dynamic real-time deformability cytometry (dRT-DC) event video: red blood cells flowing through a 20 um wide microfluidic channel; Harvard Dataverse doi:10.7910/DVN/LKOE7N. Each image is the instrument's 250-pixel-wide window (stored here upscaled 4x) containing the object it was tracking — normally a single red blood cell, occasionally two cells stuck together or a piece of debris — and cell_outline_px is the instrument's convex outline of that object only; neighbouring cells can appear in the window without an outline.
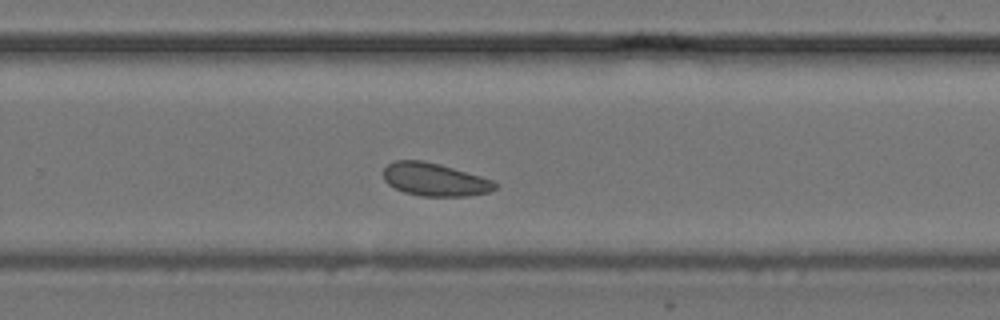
{"species": "common noctule bat (a hibernating species)", "species_latin": "Nyctalus noctula", "temperature_condition": "cold", "stored_images_in_passage": 32, "camera_frame_rate_fps": 3000, "um_per_image_px": 0.085, "animal": {"sex": "female", "body_mass_g": 24.6, "forearm_length_mm": 56.2}, "frame": {"image": 1, "passage_image": 19, "time_ms": 6.0, "image_size_px": [1000, 320], "cell_outline_px": [[496, 188], [488, 192], [468, 196], [420, 196], [404, 192], [388, 184], [384, 180], [384, 168], [388, 164], [396, 160], [424, 160], [440, 164], [480, 176], [492, 180], [496, 184]], "centroid_in_image_um": [36.93, 15.26], "position_along_channel_um": 292.9, "area_um2": 21.33}}
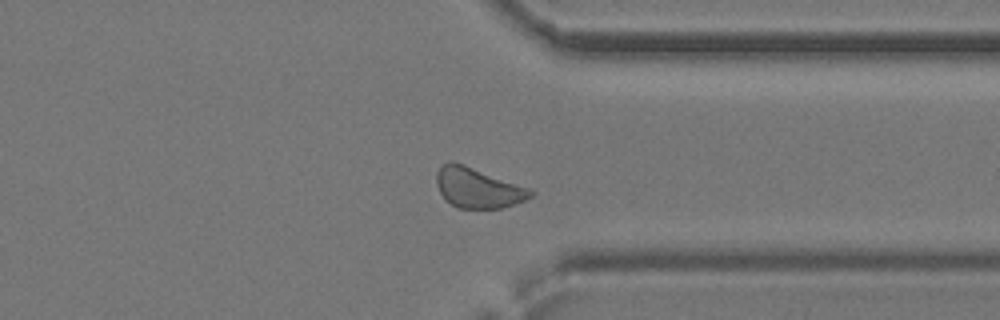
{"frame": {"image": 2, "passage_image": 23, "time_ms": 7.333, "image_size_px": [1000, 320], "cell_outline_px": [[532, 196], [524, 200], [500, 208], [456, 208], [440, 192], [436, 184], [436, 172], [448, 160], [452, 160], [464, 164], [532, 188]], "centroid_in_image_um": [40.62, 15.94], "position_along_channel_um": 370.8, "area_um2": 21.96}}